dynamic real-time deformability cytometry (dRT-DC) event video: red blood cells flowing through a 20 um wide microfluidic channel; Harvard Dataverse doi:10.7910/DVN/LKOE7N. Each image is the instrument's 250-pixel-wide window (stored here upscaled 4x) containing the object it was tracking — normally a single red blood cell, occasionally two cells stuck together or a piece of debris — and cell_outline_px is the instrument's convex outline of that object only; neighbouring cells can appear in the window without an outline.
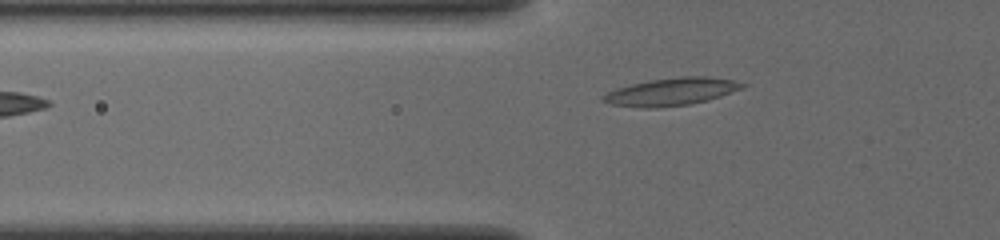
{"species": "common noctule bat (a hibernating species)", "species_latin": "Nyctalus noctula", "temperature_condition": "cold", "stored_images_in_passage": 36, "camera_frame_rate_fps": 3000, "um_per_image_px": 0.085, "animal": {"sex": "female", "body_mass_g": 19.5, "forearm_length_mm": 54.1}, "frame": {"image": 1, "passage_image": 2, "time_ms": 0.333, "image_size_px": [1000, 240], "cell_outline_px": [[748, 84], [744, 88], [708, 100], [688, 104], [656, 108], [644, 108], [608, 104], [600, 100], [600, 96], [616, 88], [648, 80], [680, 76], [704, 76], [732, 80]], "centroid_in_image_um": [57.03, 7.79], "position_along_channel_um": 68.8, "area_um2": 22.48}}
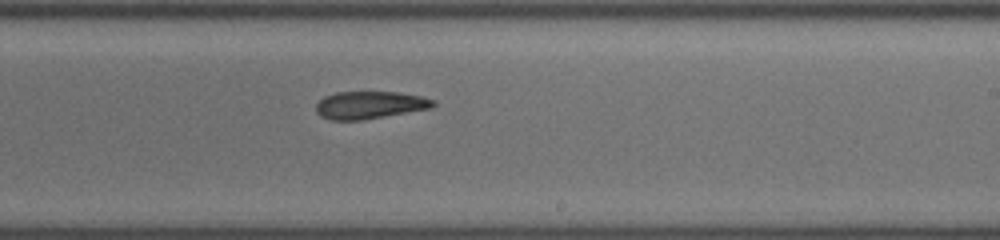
{"frame": {"image": 2, "passage_image": 17, "time_ms": 5.333, "image_size_px": [1000, 240], "cell_outline_px": [[436, 104], [432, 108], [360, 120], [328, 120], [320, 116], [316, 112], [316, 104], [324, 96], [336, 92], [400, 92], [420, 96], [436, 100]], "centroid_in_image_um": [31.42, 8.92], "position_along_channel_um": 257.6, "area_um2": 18.84}}
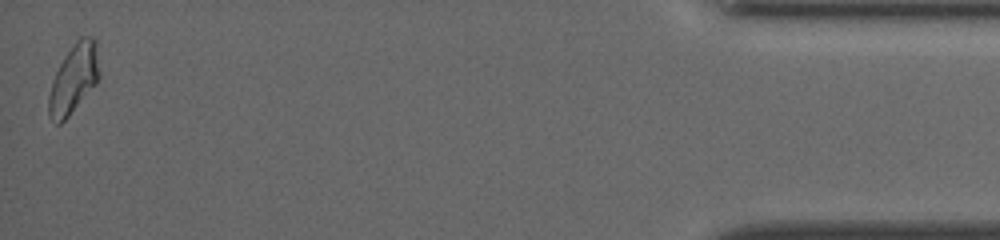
{"frame": {"image": 3, "passage_image": 36, "time_ms": 11.667, "image_size_px": [1000, 240], "cell_outline_px": [[100, 76], [96, 84], [68, 116], [60, 124], [56, 124], [48, 116], [48, 96], [52, 80], [64, 56], [76, 40], [80, 36], [92, 36], [96, 40]], "centroid_in_image_um": [6.27, 6.68], "position_along_channel_um": 428.9, "area_um2": 20.4}, "authors_computed_cell_mechanics": {"area_um2": 19.4497, "velocity_mm_per_s": 3.8784, "shape_relaxation_time_tau1_ms": 4.5454, "shape_relaxation_time_tau2_ms": 4.8307, "deformation_change_tau1": 0.1213, "deformation_change_tau2": 0.1432}}